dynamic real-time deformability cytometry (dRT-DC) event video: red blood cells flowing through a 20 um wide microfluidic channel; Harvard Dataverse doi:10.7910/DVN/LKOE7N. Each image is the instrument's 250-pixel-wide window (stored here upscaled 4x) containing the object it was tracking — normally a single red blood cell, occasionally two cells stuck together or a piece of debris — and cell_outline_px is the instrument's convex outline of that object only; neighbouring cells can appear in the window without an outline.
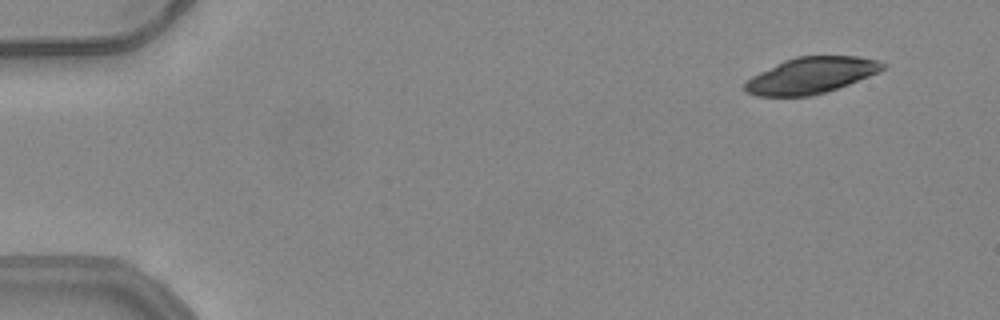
{"species": "common noctule bat (a hibernating species)", "species_latin": "Nyctalus noctula", "temperature_condition": "warm", "stored_images_in_passage": 11, "camera_frame_rate_fps": 3000, "um_per_image_px": 0.085, "animal": {"sex": "female", "body_mass_g": 24.6, "forearm_length_mm": 56.2}, "frame": {"image": 1, "passage_image": 5, "time_ms": 1.333, "image_size_px": [1000, 320], "cell_outline_px": [[888, 64], [884, 68], [868, 76], [828, 92], [808, 96], [756, 96], [748, 92], [744, 88], [744, 84], [752, 76], [784, 60], [796, 56], [856, 56], [880, 60]], "centroid_in_image_um": [68.96, 6.4], "position_along_channel_um": 16.0, "area_um2": 28.9}}